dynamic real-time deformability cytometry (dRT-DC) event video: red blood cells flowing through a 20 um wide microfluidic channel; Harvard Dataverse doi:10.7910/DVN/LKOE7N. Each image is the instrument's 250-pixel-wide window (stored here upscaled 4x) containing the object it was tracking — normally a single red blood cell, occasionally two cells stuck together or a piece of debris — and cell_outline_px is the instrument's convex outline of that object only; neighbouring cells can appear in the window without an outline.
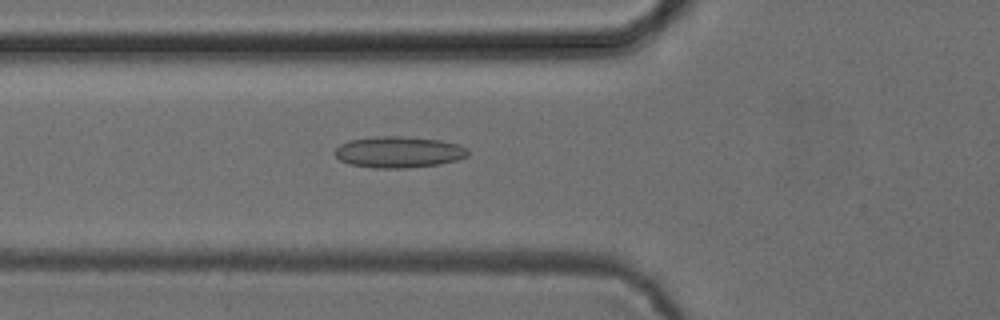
{"species": "common noctule bat (a hibernating species)", "species_latin": "Nyctalus noctula", "temperature_condition": "cold", "stored_images_in_passage": 52, "camera_frame_rate_fps": 3000, "um_per_image_px": 0.085, "animal": {"sex": "female", "body_mass_g": 24.6, "forearm_length_mm": 56.2}, "frame": {"image": 1, "passage_image": 19, "time_ms": 6.0, "image_size_px": [1000, 320], "cell_outline_px": [[468, 156], [456, 160], [440, 164], [404, 168], [372, 168], [348, 164], [340, 160], [332, 152], [340, 144], [348, 140], [376, 136], [404, 136], [440, 140], [460, 144], [468, 148]], "centroid_in_image_um": [33.87, 12.92], "position_along_channel_um": 91.9, "area_um2": 24.57}}
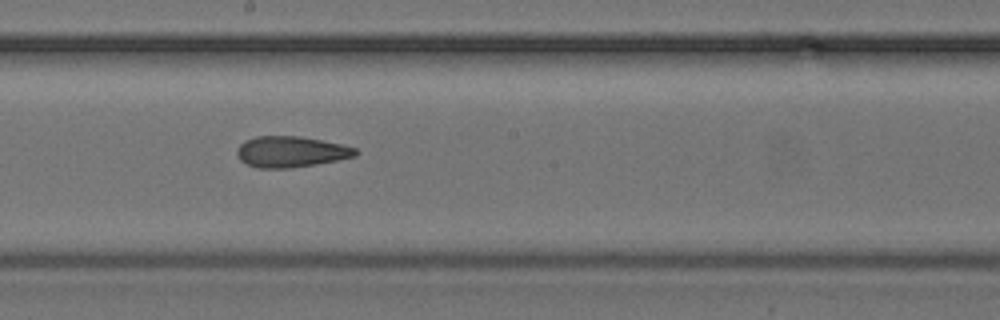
{"frame": {"image": 2, "passage_image": 29, "time_ms": 9.333, "image_size_px": [1000, 320], "cell_outline_px": [[360, 152], [356, 156], [316, 164], [288, 168], [256, 168], [240, 160], [236, 152], [240, 144], [244, 140], [256, 136], [300, 136], [340, 144], [356, 148]], "centroid_in_image_um": [24.71, 12.9], "position_along_channel_um": 223.5, "area_um2": 21.33}}
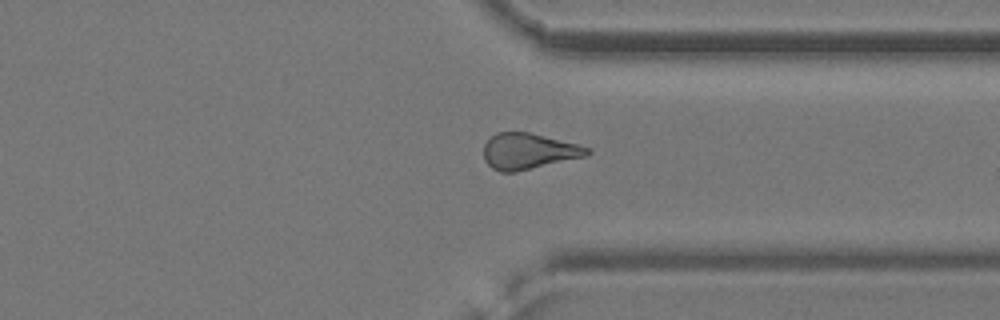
{"frame": {"image": 3, "passage_image": 40, "time_ms": 13.0, "image_size_px": [1000, 320], "cell_outline_px": [[592, 152], [588, 156], [516, 172], [500, 172], [492, 168], [484, 160], [484, 144], [496, 132], [528, 132], [580, 144], [592, 148]], "centroid_in_image_um": [44.98, 12.86], "position_along_channel_um": 366.4, "area_um2": 21.96}, "authors_computed_cell_mechanics": {"area_um2": 22.2241, "velocity_mm_per_s": 3.9247, "shape_relaxation_time_tau1_ms": null, "shape_relaxation_time_tau2_ms": 3.2312, "deformation_change_tau1": null, "deformation_change_tau2": 0.1226}}